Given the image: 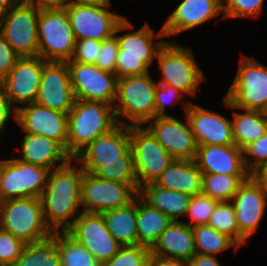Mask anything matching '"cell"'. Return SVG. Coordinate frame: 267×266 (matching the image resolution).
<instances>
[{
    "label": "cell",
    "instance_id": "35",
    "mask_svg": "<svg viewBox=\"0 0 267 266\" xmlns=\"http://www.w3.org/2000/svg\"><path fill=\"white\" fill-rule=\"evenodd\" d=\"M56 246L61 266H102L84 246L66 232H56Z\"/></svg>",
    "mask_w": 267,
    "mask_h": 266
},
{
    "label": "cell",
    "instance_id": "36",
    "mask_svg": "<svg viewBox=\"0 0 267 266\" xmlns=\"http://www.w3.org/2000/svg\"><path fill=\"white\" fill-rule=\"evenodd\" d=\"M196 254L217 256L218 253L233 246L235 251L238 245L227 235L220 233L209 225H198L193 227Z\"/></svg>",
    "mask_w": 267,
    "mask_h": 266
},
{
    "label": "cell",
    "instance_id": "30",
    "mask_svg": "<svg viewBox=\"0 0 267 266\" xmlns=\"http://www.w3.org/2000/svg\"><path fill=\"white\" fill-rule=\"evenodd\" d=\"M111 235L122 246H137V197L127 206L101 213Z\"/></svg>",
    "mask_w": 267,
    "mask_h": 266
},
{
    "label": "cell",
    "instance_id": "5",
    "mask_svg": "<svg viewBox=\"0 0 267 266\" xmlns=\"http://www.w3.org/2000/svg\"><path fill=\"white\" fill-rule=\"evenodd\" d=\"M0 229L11 233L25 244L49 238L40 198H17L0 202Z\"/></svg>",
    "mask_w": 267,
    "mask_h": 266
},
{
    "label": "cell",
    "instance_id": "39",
    "mask_svg": "<svg viewBox=\"0 0 267 266\" xmlns=\"http://www.w3.org/2000/svg\"><path fill=\"white\" fill-rule=\"evenodd\" d=\"M217 203V200H214L202 193L191 196L186 213V216H189L191 221L186 224L191 227L207 225Z\"/></svg>",
    "mask_w": 267,
    "mask_h": 266
},
{
    "label": "cell",
    "instance_id": "48",
    "mask_svg": "<svg viewBox=\"0 0 267 266\" xmlns=\"http://www.w3.org/2000/svg\"><path fill=\"white\" fill-rule=\"evenodd\" d=\"M38 9H56L65 8L69 4V0H27Z\"/></svg>",
    "mask_w": 267,
    "mask_h": 266
},
{
    "label": "cell",
    "instance_id": "10",
    "mask_svg": "<svg viewBox=\"0 0 267 266\" xmlns=\"http://www.w3.org/2000/svg\"><path fill=\"white\" fill-rule=\"evenodd\" d=\"M130 150L139 189L154 183L174 158L144 125L130 126Z\"/></svg>",
    "mask_w": 267,
    "mask_h": 266
},
{
    "label": "cell",
    "instance_id": "32",
    "mask_svg": "<svg viewBox=\"0 0 267 266\" xmlns=\"http://www.w3.org/2000/svg\"><path fill=\"white\" fill-rule=\"evenodd\" d=\"M86 173L98 178L130 184L138 191L131 150L122 157V162L112 163H78Z\"/></svg>",
    "mask_w": 267,
    "mask_h": 266
},
{
    "label": "cell",
    "instance_id": "38",
    "mask_svg": "<svg viewBox=\"0 0 267 266\" xmlns=\"http://www.w3.org/2000/svg\"><path fill=\"white\" fill-rule=\"evenodd\" d=\"M150 249L143 246H122L119 251L102 266H149Z\"/></svg>",
    "mask_w": 267,
    "mask_h": 266
},
{
    "label": "cell",
    "instance_id": "40",
    "mask_svg": "<svg viewBox=\"0 0 267 266\" xmlns=\"http://www.w3.org/2000/svg\"><path fill=\"white\" fill-rule=\"evenodd\" d=\"M264 1L265 0H222L223 18L259 17L263 9Z\"/></svg>",
    "mask_w": 267,
    "mask_h": 266
},
{
    "label": "cell",
    "instance_id": "44",
    "mask_svg": "<svg viewBox=\"0 0 267 266\" xmlns=\"http://www.w3.org/2000/svg\"><path fill=\"white\" fill-rule=\"evenodd\" d=\"M183 97L185 98V94L178 88L157 83L155 90V117L168 116V114H165L166 105L170 103L173 106Z\"/></svg>",
    "mask_w": 267,
    "mask_h": 266
},
{
    "label": "cell",
    "instance_id": "31",
    "mask_svg": "<svg viewBox=\"0 0 267 266\" xmlns=\"http://www.w3.org/2000/svg\"><path fill=\"white\" fill-rule=\"evenodd\" d=\"M239 110L244 113H232V135L235 145L243 150L267 131V112Z\"/></svg>",
    "mask_w": 267,
    "mask_h": 266
},
{
    "label": "cell",
    "instance_id": "41",
    "mask_svg": "<svg viewBox=\"0 0 267 266\" xmlns=\"http://www.w3.org/2000/svg\"><path fill=\"white\" fill-rule=\"evenodd\" d=\"M243 156L245 167L251 175L267 164V131L243 149Z\"/></svg>",
    "mask_w": 267,
    "mask_h": 266
},
{
    "label": "cell",
    "instance_id": "14",
    "mask_svg": "<svg viewBox=\"0 0 267 266\" xmlns=\"http://www.w3.org/2000/svg\"><path fill=\"white\" fill-rule=\"evenodd\" d=\"M66 233L101 264L109 261L122 247L109 232L101 213L80 212Z\"/></svg>",
    "mask_w": 267,
    "mask_h": 266
},
{
    "label": "cell",
    "instance_id": "43",
    "mask_svg": "<svg viewBox=\"0 0 267 266\" xmlns=\"http://www.w3.org/2000/svg\"><path fill=\"white\" fill-rule=\"evenodd\" d=\"M118 51L119 46L115 35L101 41V49L95 65L102 70L115 74Z\"/></svg>",
    "mask_w": 267,
    "mask_h": 266
},
{
    "label": "cell",
    "instance_id": "1",
    "mask_svg": "<svg viewBox=\"0 0 267 266\" xmlns=\"http://www.w3.org/2000/svg\"><path fill=\"white\" fill-rule=\"evenodd\" d=\"M71 162L49 172L40 197L44 221L52 233L66 232L79 216L77 212H82L80 192L84 170L81 166L77 168L76 161Z\"/></svg>",
    "mask_w": 267,
    "mask_h": 266
},
{
    "label": "cell",
    "instance_id": "52",
    "mask_svg": "<svg viewBox=\"0 0 267 266\" xmlns=\"http://www.w3.org/2000/svg\"><path fill=\"white\" fill-rule=\"evenodd\" d=\"M69 4L101 6V5H111V0H69Z\"/></svg>",
    "mask_w": 267,
    "mask_h": 266
},
{
    "label": "cell",
    "instance_id": "20",
    "mask_svg": "<svg viewBox=\"0 0 267 266\" xmlns=\"http://www.w3.org/2000/svg\"><path fill=\"white\" fill-rule=\"evenodd\" d=\"M175 117L158 116L149 120L147 128L164 149L178 160H195L197 144L190 124Z\"/></svg>",
    "mask_w": 267,
    "mask_h": 266
},
{
    "label": "cell",
    "instance_id": "29",
    "mask_svg": "<svg viewBox=\"0 0 267 266\" xmlns=\"http://www.w3.org/2000/svg\"><path fill=\"white\" fill-rule=\"evenodd\" d=\"M171 222L172 220L167 215L151 207L139 195L137 196L138 245L151 249Z\"/></svg>",
    "mask_w": 267,
    "mask_h": 266
},
{
    "label": "cell",
    "instance_id": "2",
    "mask_svg": "<svg viewBox=\"0 0 267 266\" xmlns=\"http://www.w3.org/2000/svg\"><path fill=\"white\" fill-rule=\"evenodd\" d=\"M131 28H133L132 23L125 17L115 29L114 35L119 46L115 69L117 78L148 73L159 49L166 42L164 40L153 42L155 38L166 36L162 27L155 34L147 23L137 31L117 35Z\"/></svg>",
    "mask_w": 267,
    "mask_h": 266
},
{
    "label": "cell",
    "instance_id": "19",
    "mask_svg": "<svg viewBox=\"0 0 267 266\" xmlns=\"http://www.w3.org/2000/svg\"><path fill=\"white\" fill-rule=\"evenodd\" d=\"M75 100L67 63L48 61L43 67L35 102L68 114L74 106Z\"/></svg>",
    "mask_w": 267,
    "mask_h": 266
},
{
    "label": "cell",
    "instance_id": "33",
    "mask_svg": "<svg viewBox=\"0 0 267 266\" xmlns=\"http://www.w3.org/2000/svg\"><path fill=\"white\" fill-rule=\"evenodd\" d=\"M14 266H61L56 232L45 240L26 244Z\"/></svg>",
    "mask_w": 267,
    "mask_h": 266
},
{
    "label": "cell",
    "instance_id": "50",
    "mask_svg": "<svg viewBox=\"0 0 267 266\" xmlns=\"http://www.w3.org/2000/svg\"><path fill=\"white\" fill-rule=\"evenodd\" d=\"M149 266H189L187 261L150 256Z\"/></svg>",
    "mask_w": 267,
    "mask_h": 266
},
{
    "label": "cell",
    "instance_id": "8",
    "mask_svg": "<svg viewBox=\"0 0 267 266\" xmlns=\"http://www.w3.org/2000/svg\"><path fill=\"white\" fill-rule=\"evenodd\" d=\"M37 32L38 56L56 62L72 59L76 40L66 8L40 10Z\"/></svg>",
    "mask_w": 267,
    "mask_h": 266
},
{
    "label": "cell",
    "instance_id": "13",
    "mask_svg": "<svg viewBox=\"0 0 267 266\" xmlns=\"http://www.w3.org/2000/svg\"><path fill=\"white\" fill-rule=\"evenodd\" d=\"M76 100L102 101L114 105L117 96V76L95 64L66 61Z\"/></svg>",
    "mask_w": 267,
    "mask_h": 266
},
{
    "label": "cell",
    "instance_id": "28",
    "mask_svg": "<svg viewBox=\"0 0 267 266\" xmlns=\"http://www.w3.org/2000/svg\"><path fill=\"white\" fill-rule=\"evenodd\" d=\"M139 196L151 207L167 215L172 221L186 216L191 196L178 191L169 190L154 183L139 189Z\"/></svg>",
    "mask_w": 267,
    "mask_h": 266
},
{
    "label": "cell",
    "instance_id": "21",
    "mask_svg": "<svg viewBox=\"0 0 267 266\" xmlns=\"http://www.w3.org/2000/svg\"><path fill=\"white\" fill-rule=\"evenodd\" d=\"M181 103L197 146L235 144L231 120L190 101Z\"/></svg>",
    "mask_w": 267,
    "mask_h": 266
},
{
    "label": "cell",
    "instance_id": "22",
    "mask_svg": "<svg viewBox=\"0 0 267 266\" xmlns=\"http://www.w3.org/2000/svg\"><path fill=\"white\" fill-rule=\"evenodd\" d=\"M222 12V0H183L162 25L166 37L191 30L217 17Z\"/></svg>",
    "mask_w": 267,
    "mask_h": 266
},
{
    "label": "cell",
    "instance_id": "34",
    "mask_svg": "<svg viewBox=\"0 0 267 266\" xmlns=\"http://www.w3.org/2000/svg\"><path fill=\"white\" fill-rule=\"evenodd\" d=\"M251 175L203 174L202 194L217 200L231 201L239 186Z\"/></svg>",
    "mask_w": 267,
    "mask_h": 266
},
{
    "label": "cell",
    "instance_id": "9",
    "mask_svg": "<svg viewBox=\"0 0 267 266\" xmlns=\"http://www.w3.org/2000/svg\"><path fill=\"white\" fill-rule=\"evenodd\" d=\"M39 12L27 0H17L0 22L3 37L20 58L38 56Z\"/></svg>",
    "mask_w": 267,
    "mask_h": 266
},
{
    "label": "cell",
    "instance_id": "15",
    "mask_svg": "<svg viewBox=\"0 0 267 266\" xmlns=\"http://www.w3.org/2000/svg\"><path fill=\"white\" fill-rule=\"evenodd\" d=\"M110 6L68 4L65 8L75 40L103 41L112 37L117 25L125 17L110 11Z\"/></svg>",
    "mask_w": 267,
    "mask_h": 266
},
{
    "label": "cell",
    "instance_id": "18",
    "mask_svg": "<svg viewBox=\"0 0 267 266\" xmlns=\"http://www.w3.org/2000/svg\"><path fill=\"white\" fill-rule=\"evenodd\" d=\"M15 122L24 133L45 136L58 142L67 152L68 114L34 102L16 110Z\"/></svg>",
    "mask_w": 267,
    "mask_h": 266
},
{
    "label": "cell",
    "instance_id": "46",
    "mask_svg": "<svg viewBox=\"0 0 267 266\" xmlns=\"http://www.w3.org/2000/svg\"><path fill=\"white\" fill-rule=\"evenodd\" d=\"M19 59L0 31V81L9 74Z\"/></svg>",
    "mask_w": 267,
    "mask_h": 266
},
{
    "label": "cell",
    "instance_id": "37",
    "mask_svg": "<svg viewBox=\"0 0 267 266\" xmlns=\"http://www.w3.org/2000/svg\"><path fill=\"white\" fill-rule=\"evenodd\" d=\"M207 225L227 235L239 247V229L231 201L218 202Z\"/></svg>",
    "mask_w": 267,
    "mask_h": 266
},
{
    "label": "cell",
    "instance_id": "7",
    "mask_svg": "<svg viewBox=\"0 0 267 266\" xmlns=\"http://www.w3.org/2000/svg\"><path fill=\"white\" fill-rule=\"evenodd\" d=\"M156 59L162 75L157 83L178 88L188 96L197 95L206 76L190 48L168 41L159 49Z\"/></svg>",
    "mask_w": 267,
    "mask_h": 266
},
{
    "label": "cell",
    "instance_id": "16",
    "mask_svg": "<svg viewBox=\"0 0 267 266\" xmlns=\"http://www.w3.org/2000/svg\"><path fill=\"white\" fill-rule=\"evenodd\" d=\"M48 61L40 56L22 57L7 76L0 81V87L17 110L34 103L37 99L43 67Z\"/></svg>",
    "mask_w": 267,
    "mask_h": 266
},
{
    "label": "cell",
    "instance_id": "6",
    "mask_svg": "<svg viewBox=\"0 0 267 266\" xmlns=\"http://www.w3.org/2000/svg\"><path fill=\"white\" fill-rule=\"evenodd\" d=\"M223 102L231 110L267 112V66L251 57L241 56L238 71Z\"/></svg>",
    "mask_w": 267,
    "mask_h": 266
},
{
    "label": "cell",
    "instance_id": "25",
    "mask_svg": "<svg viewBox=\"0 0 267 266\" xmlns=\"http://www.w3.org/2000/svg\"><path fill=\"white\" fill-rule=\"evenodd\" d=\"M151 256L189 261L196 255L193 227L172 221L150 249Z\"/></svg>",
    "mask_w": 267,
    "mask_h": 266
},
{
    "label": "cell",
    "instance_id": "17",
    "mask_svg": "<svg viewBox=\"0 0 267 266\" xmlns=\"http://www.w3.org/2000/svg\"><path fill=\"white\" fill-rule=\"evenodd\" d=\"M239 229V248L259 228L267 207V192L252 177L245 180L231 199Z\"/></svg>",
    "mask_w": 267,
    "mask_h": 266
},
{
    "label": "cell",
    "instance_id": "45",
    "mask_svg": "<svg viewBox=\"0 0 267 266\" xmlns=\"http://www.w3.org/2000/svg\"><path fill=\"white\" fill-rule=\"evenodd\" d=\"M100 49L101 41L92 39L77 40L71 60L78 63L95 64Z\"/></svg>",
    "mask_w": 267,
    "mask_h": 266
},
{
    "label": "cell",
    "instance_id": "11",
    "mask_svg": "<svg viewBox=\"0 0 267 266\" xmlns=\"http://www.w3.org/2000/svg\"><path fill=\"white\" fill-rule=\"evenodd\" d=\"M50 170L36 164L6 159L0 165V202L17 198H40Z\"/></svg>",
    "mask_w": 267,
    "mask_h": 266
},
{
    "label": "cell",
    "instance_id": "26",
    "mask_svg": "<svg viewBox=\"0 0 267 266\" xmlns=\"http://www.w3.org/2000/svg\"><path fill=\"white\" fill-rule=\"evenodd\" d=\"M20 161L43 166L50 171L66 165L73 160L66 150L54 140L37 134L24 133Z\"/></svg>",
    "mask_w": 267,
    "mask_h": 266
},
{
    "label": "cell",
    "instance_id": "49",
    "mask_svg": "<svg viewBox=\"0 0 267 266\" xmlns=\"http://www.w3.org/2000/svg\"><path fill=\"white\" fill-rule=\"evenodd\" d=\"M189 266H221L217 256L198 255L196 254L188 261Z\"/></svg>",
    "mask_w": 267,
    "mask_h": 266
},
{
    "label": "cell",
    "instance_id": "4",
    "mask_svg": "<svg viewBox=\"0 0 267 266\" xmlns=\"http://www.w3.org/2000/svg\"><path fill=\"white\" fill-rule=\"evenodd\" d=\"M157 83L150 72L144 75L124 76L117 80V96L113 105L118 124L146 125L155 118V90Z\"/></svg>",
    "mask_w": 267,
    "mask_h": 266
},
{
    "label": "cell",
    "instance_id": "23",
    "mask_svg": "<svg viewBox=\"0 0 267 266\" xmlns=\"http://www.w3.org/2000/svg\"><path fill=\"white\" fill-rule=\"evenodd\" d=\"M130 151V126L118 124L110 132L90 142L75 158L77 163L122 162Z\"/></svg>",
    "mask_w": 267,
    "mask_h": 266
},
{
    "label": "cell",
    "instance_id": "24",
    "mask_svg": "<svg viewBox=\"0 0 267 266\" xmlns=\"http://www.w3.org/2000/svg\"><path fill=\"white\" fill-rule=\"evenodd\" d=\"M194 161L203 174L251 175L244 164L243 150L235 144L197 146Z\"/></svg>",
    "mask_w": 267,
    "mask_h": 266
},
{
    "label": "cell",
    "instance_id": "47",
    "mask_svg": "<svg viewBox=\"0 0 267 266\" xmlns=\"http://www.w3.org/2000/svg\"><path fill=\"white\" fill-rule=\"evenodd\" d=\"M16 120V109L11 104L9 99L5 96L3 89L0 87V138L5 132V125L9 121L10 117Z\"/></svg>",
    "mask_w": 267,
    "mask_h": 266
},
{
    "label": "cell",
    "instance_id": "12",
    "mask_svg": "<svg viewBox=\"0 0 267 266\" xmlns=\"http://www.w3.org/2000/svg\"><path fill=\"white\" fill-rule=\"evenodd\" d=\"M80 195L83 212L103 213L129 205L139 192L130 184L98 178L84 172Z\"/></svg>",
    "mask_w": 267,
    "mask_h": 266
},
{
    "label": "cell",
    "instance_id": "53",
    "mask_svg": "<svg viewBox=\"0 0 267 266\" xmlns=\"http://www.w3.org/2000/svg\"><path fill=\"white\" fill-rule=\"evenodd\" d=\"M17 0H0V22Z\"/></svg>",
    "mask_w": 267,
    "mask_h": 266
},
{
    "label": "cell",
    "instance_id": "27",
    "mask_svg": "<svg viewBox=\"0 0 267 266\" xmlns=\"http://www.w3.org/2000/svg\"><path fill=\"white\" fill-rule=\"evenodd\" d=\"M203 173L194 160L174 159L154 182L155 185L195 196L202 192Z\"/></svg>",
    "mask_w": 267,
    "mask_h": 266
},
{
    "label": "cell",
    "instance_id": "51",
    "mask_svg": "<svg viewBox=\"0 0 267 266\" xmlns=\"http://www.w3.org/2000/svg\"><path fill=\"white\" fill-rule=\"evenodd\" d=\"M252 177L261 185V187L267 192V164L261 166L256 170Z\"/></svg>",
    "mask_w": 267,
    "mask_h": 266
},
{
    "label": "cell",
    "instance_id": "42",
    "mask_svg": "<svg viewBox=\"0 0 267 266\" xmlns=\"http://www.w3.org/2000/svg\"><path fill=\"white\" fill-rule=\"evenodd\" d=\"M25 245L22 240L0 229V266H14Z\"/></svg>",
    "mask_w": 267,
    "mask_h": 266
},
{
    "label": "cell",
    "instance_id": "3",
    "mask_svg": "<svg viewBox=\"0 0 267 266\" xmlns=\"http://www.w3.org/2000/svg\"><path fill=\"white\" fill-rule=\"evenodd\" d=\"M117 125L113 105L102 101L75 100L68 112L67 154L74 159L90 142Z\"/></svg>",
    "mask_w": 267,
    "mask_h": 266
}]
</instances>
